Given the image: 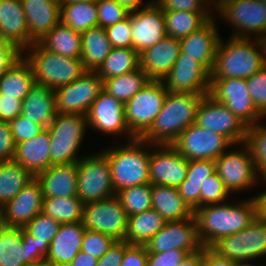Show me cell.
Instances as JSON below:
<instances>
[{
	"label": "cell",
	"instance_id": "obj_1",
	"mask_svg": "<svg viewBox=\"0 0 266 266\" xmlns=\"http://www.w3.org/2000/svg\"><path fill=\"white\" fill-rule=\"evenodd\" d=\"M237 204H209L194 210L198 236L204 247L249 226L260 214L258 197Z\"/></svg>",
	"mask_w": 266,
	"mask_h": 266
},
{
	"label": "cell",
	"instance_id": "obj_2",
	"mask_svg": "<svg viewBox=\"0 0 266 266\" xmlns=\"http://www.w3.org/2000/svg\"><path fill=\"white\" fill-rule=\"evenodd\" d=\"M253 41L231 36L225 44L220 38L211 79H247L260 71L266 65V41Z\"/></svg>",
	"mask_w": 266,
	"mask_h": 266
},
{
	"label": "cell",
	"instance_id": "obj_3",
	"mask_svg": "<svg viewBox=\"0 0 266 266\" xmlns=\"http://www.w3.org/2000/svg\"><path fill=\"white\" fill-rule=\"evenodd\" d=\"M205 95L168 91L161 111L141 139L154 145H171L196 122L197 109Z\"/></svg>",
	"mask_w": 266,
	"mask_h": 266
},
{
	"label": "cell",
	"instance_id": "obj_4",
	"mask_svg": "<svg viewBox=\"0 0 266 266\" xmlns=\"http://www.w3.org/2000/svg\"><path fill=\"white\" fill-rule=\"evenodd\" d=\"M150 147L153 148L155 145L135 138L125 146L102 150L110 165L115 194L127 187L150 183Z\"/></svg>",
	"mask_w": 266,
	"mask_h": 266
},
{
	"label": "cell",
	"instance_id": "obj_5",
	"mask_svg": "<svg viewBox=\"0 0 266 266\" xmlns=\"http://www.w3.org/2000/svg\"><path fill=\"white\" fill-rule=\"evenodd\" d=\"M24 58L32 67L36 84L57 89L78 79L86 69L81 58H67L45 49L34 42L24 51Z\"/></svg>",
	"mask_w": 266,
	"mask_h": 266
},
{
	"label": "cell",
	"instance_id": "obj_6",
	"mask_svg": "<svg viewBox=\"0 0 266 266\" xmlns=\"http://www.w3.org/2000/svg\"><path fill=\"white\" fill-rule=\"evenodd\" d=\"M87 117L80 114H59L47 127L50 135V164L78 162L79 147L87 130ZM77 154V155H76Z\"/></svg>",
	"mask_w": 266,
	"mask_h": 266
},
{
	"label": "cell",
	"instance_id": "obj_7",
	"mask_svg": "<svg viewBox=\"0 0 266 266\" xmlns=\"http://www.w3.org/2000/svg\"><path fill=\"white\" fill-rule=\"evenodd\" d=\"M210 248L219 256L234 262L254 261L266 255V218L259 214L249 226L220 238Z\"/></svg>",
	"mask_w": 266,
	"mask_h": 266
},
{
	"label": "cell",
	"instance_id": "obj_8",
	"mask_svg": "<svg viewBox=\"0 0 266 266\" xmlns=\"http://www.w3.org/2000/svg\"><path fill=\"white\" fill-rule=\"evenodd\" d=\"M77 163V197L84 205L116 195L110 165L103 152L80 158Z\"/></svg>",
	"mask_w": 266,
	"mask_h": 266
},
{
	"label": "cell",
	"instance_id": "obj_9",
	"mask_svg": "<svg viewBox=\"0 0 266 266\" xmlns=\"http://www.w3.org/2000/svg\"><path fill=\"white\" fill-rule=\"evenodd\" d=\"M167 92L162 81L150 80L125 103V120L136 138H141L150 129L162 109Z\"/></svg>",
	"mask_w": 266,
	"mask_h": 266
},
{
	"label": "cell",
	"instance_id": "obj_10",
	"mask_svg": "<svg viewBox=\"0 0 266 266\" xmlns=\"http://www.w3.org/2000/svg\"><path fill=\"white\" fill-rule=\"evenodd\" d=\"M49 246L36 241L24 228L6 227L0 231V266H27L45 261Z\"/></svg>",
	"mask_w": 266,
	"mask_h": 266
},
{
	"label": "cell",
	"instance_id": "obj_11",
	"mask_svg": "<svg viewBox=\"0 0 266 266\" xmlns=\"http://www.w3.org/2000/svg\"><path fill=\"white\" fill-rule=\"evenodd\" d=\"M217 11L223 20L235 28L232 37L250 38L254 34L256 39L266 41V4L263 1L232 0Z\"/></svg>",
	"mask_w": 266,
	"mask_h": 266
},
{
	"label": "cell",
	"instance_id": "obj_12",
	"mask_svg": "<svg viewBox=\"0 0 266 266\" xmlns=\"http://www.w3.org/2000/svg\"><path fill=\"white\" fill-rule=\"evenodd\" d=\"M241 146L224 152L215 160L216 173L230 194L255 187L262 177L254 166L249 147L245 143Z\"/></svg>",
	"mask_w": 266,
	"mask_h": 266
},
{
	"label": "cell",
	"instance_id": "obj_13",
	"mask_svg": "<svg viewBox=\"0 0 266 266\" xmlns=\"http://www.w3.org/2000/svg\"><path fill=\"white\" fill-rule=\"evenodd\" d=\"M208 95L216 102L224 104L247 126L264 118L251 99L244 78L211 79Z\"/></svg>",
	"mask_w": 266,
	"mask_h": 266
},
{
	"label": "cell",
	"instance_id": "obj_14",
	"mask_svg": "<svg viewBox=\"0 0 266 266\" xmlns=\"http://www.w3.org/2000/svg\"><path fill=\"white\" fill-rule=\"evenodd\" d=\"M103 90V80L95 71H86L70 84L54 90L59 114L87 115L92 103Z\"/></svg>",
	"mask_w": 266,
	"mask_h": 266
},
{
	"label": "cell",
	"instance_id": "obj_15",
	"mask_svg": "<svg viewBox=\"0 0 266 266\" xmlns=\"http://www.w3.org/2000/svg\"><path fill=\"white\" fill-rule=\"evenodd\" d=\"M82 223L86 230L97 231L124 240L128 215L116 195L87 203L83 207Z\"/></svg>",
	"mask_w": 266,
	"mask_h": 266
},
{
	"label": "cell",
	"instance_id": "obj_16",
	"mask_svg": "<svg viewBox=\"0 0 266 266\" xmlns=\"http://www.w3.org/2000/svg\"><path fill=\"white\" fill-rule=\"evenodd\" d=\"M188 160H216L233 144L215 131L196 123L190 125L171 144Z\"/></svg>",
	"mask_w": 266,
	"mask_h": 266
},
{
	"label": "cell",
	"instance_id": "obj_17",
	"mask_svg": "<svg viewBox=\"0 0 266 266\" xmlns=\"http://www.w3.org/2000/svg\"><path fill=\"white\" fill-rule=\"evenodd\" d=\"M195 123L226 137L233 145L245 143L248 126L208 94L198 106Z\"/></svg>",
	"mask_w": 266,
	"mask_h": 266
},
{
	"label": "cell",
	"instance_id": "obj_18",
	"mask_svg": "<svg viewBox=\"0 0 266 266\" xmlns=\"http://www.w3.org/2000/svg\"><path fill=\"white\" fill-rule=\"evenodd\" d=\"M145 247L148 253L177 249L192 254L202 250L204 246L199 239L197 223L193 215L181 221L166 222Z\"/></svg>",
	"mask_w": 266,
	"mask_h": 266
},
{
	"label": "cell",
	"instance_id": "obj_19",
	"mask_svg": "<svg viewBox=\"0 0 266 266\" xmlns=\"http://www.w3.org/2000/svg\"><path fill=\"white\" fill-rule=\"evenodd\" d=\"M210 80L211 73L201 63L181 51L162 82L169 92L208 94Z\"/></svg>",
	"mask_w": 266,
	"mask_h": 266
},
{
	"label": "cell",
	"instance_id": "obj_20",
	"mask_svg": "<svg viewBox=\"0 0 266 266\" xmlns=\"http://www.w3.org/2000/svg\"><path fill=\"white\" fill-rule=\"evenodd\" d=\"M86 117L88 128L91 127L102 134L116 136L126 134L129 141L136 138L130 132L125 120V104L104 90L92 103Z\"/></svg>",
	"mask_w": 266,
	"mask_h": 266
},
{
	"label": "cell",
	"instance_id": "obj_21",
	"mask_svg": "<svg viewBox=\"0 0 266 266\" xmlns=\"http://www.w3.org/2000/svg\"><path fill=\"white\" fill-rule=\"evenodd\" d=\"M154 148L156 150L150 153V184L177 188L187 177L189 160L172 145H155Z\"/></svg>",
	"mask_w": 266,
	"mask_h": 266
},
{
	"label": "cell",
	"instance_id": "obj_22",
	"mask_svg": "<svg viewBox=\"0 0 266 266\" xmlns=\"http://www.w3.org/2000/svg\"><path fill=\"white\" fill-rule=\"evenodd\" d=\"M132 48L141 54L164 39V11L153 1L149 6L130 12Z\"/></svg>",
	"mask_w": 266,
	"mask_h": 266
},
{
	"label": "cell",
	"instance_id": "obj_23",
	"mask_svg": "<svg viewBox=\"0 0 266 266\" xmlns=\"http://www.w3.org/2000/svg\"><path fill=\"white\" fill-rule=\"evenodd\" d=\"M43 194L34 177L13 199L4 205L7 227L23 228L42 212Z\"/></svg>",
	"mask_w": 266,
	"mask_h": 266
},
{
	"label": "cell",
	"instance_id": "obj_24",
	"mask_svg": "<svg viewBox=\"0 0 266 266\" xmlns=\"http://www.w3.org/2000/svg\"><path fill=\"white\" fill-rule=\"evenodd\" d=\"M213 17L199 30L180 39L181 51L201 63L210 73L215 64L216 50L220 41L218 27Z\"/></svg>",
	"mask_w": 266,
	"mask_h": 266
},
{
	"label": "cell",
	"instance_id": "obj_25",
	"mask_svg": "<svg viewBox=\"0 0 266 266\" xmlns=\"http://www.w3.org/2000/svg\"><path fill=\"white\" fill-rule=\"evenodd\" d=\"M181 52L180 39L166 36L140 54V68L150 80L162 81Z\"/></svg>",
	"mask_w": 266,
	"mask_h": 266
},
{
	"label": "cell",
	"instance_id": "obj_26",
	"mask_svg": "<svg viewBox=\"0 0 266 266\" xmlns=\"http://www.w3.org/2000/svg\"><path fill=\"white\" fill-rule=\"evenodd\" d=\"M0 40L13 42L23 53L35 42L29 36L21 0H0Z\"/></svg>",
	"mask_w": 266,
	"mask_h": 266
},
{
	"label": "cell",
	"instance_id": "obj_27",
	"mask_svg": "<svg viewBox=\"0 0 266 266\" xmlns=\"http://www.w3.org/2000/svg\"><path fill=\"white\" fill-rule=\"evenodd\" d=\"M78 163L51 165L35 176L43 198L77 197Z\"/></svg>",
	"mask_w": 266,
	"mask_h": 266
},
{
	"label": "cell",
	"instance_id": "obj_28",
	"mask_svg": "<svg viewBox=\"0 0 266 266\" xmlns=\"http://www.w3.org/2000/svg\"><path fill=\"white\" fill-rule=\"evenodd\" d=\"M29 36L38 42L60 22L59 0H21Z\"/></svg>",
	"mask_w": 266,
	"mask_h": 266
},
{
	"label": "cell",
	"instance_id": "obj_29",
	"mask_svg": "<svg viewBox=\"0 0 266 266\" xmlns=\"http://www.w3.org/2000/svg\"><path fill=\"white\" fill-rule=\"evenodd\" d=\"M85 230L82 221L61 224L49 246L45 260L52 266H67L81 251Z\"/></svg>",
	"mask_w": 266,
	"mask_h": 266
},
{
	"label": "cell",
	"instance_id": "obj_30",
	"mask_svg": "<svg viewBox=\"0 0 266 266\" xmlns=\"http://www.w3.org/2000/svg\"><path fill=\"white\" fill-rule=\"evenodd\" d=\"M50 147V135L45 128L34 138L16 144L13 161L21 164L35 177L51 166Z\"/></svg>",
	"mask_w": 266,
	"mask_h": 266
},
{
	"label": "cell",
	"instance_id": "obj_31",
	"mask_svg": "<svg viewBox=\"0 0 266 266\" xmlns=\"http://www.w3.org/2000/svg\"><path fill=\"white\" fill-rule=\"evenodd\" d=\"M21 115L32 123L49 127L57 115L54 90L35 83L22 101Z\"/></svg>",
	"mask_w": 266,
	"mask_h": 266
},
{
	"label": "cell",
	"instance_id": "obj_32",
	"mask_svg": "<svg viewBox=\"0 0 266 266\" xmlns=\"http://www.w3.org/2000/svg\"><path fill=\"white\" fill-rule=\"evenodd\" d=\"M152 209L166 222L181 221L193 216L194 211L186 204L175 187L152 184Z\"/></svg>",
	"mask_w": 266,
	"mask_h": 266
},
{
	"label": "cell",
	"instance_id": "obj_33",
	"mask_svg": "<svg viewBox=\"0 0 266 266\" xmlns=\"http://www.w3.org/2000/svg\"><path fill=\"white\" fill-rule=\"evenodd\" d=\"M35 83L32 67L23 55L0 79V94L23 101Z\"/></svg>",
	"mask_w": 266,
	"mask_h": 266
},
{
	"label": "cell",
	"instance_id": "obj_34",
	"mask_svg": "<svg viewBox=\"0 0 266 266\" xmlns=\"http://www.w3.org/2000/svg\"><path fill=\"white\" fill-rule=\"evenodd\" d=\"M45 49L67 58H81V33L61 21L38 41Z\"/></svg>",
	"mask_w": 266,
	"mask_h": 266
},
{
	"label": "cell",
	"instance_id": "obj_35",
	"mask_svg": "<svg viewBox=\"0 0 266 266\" xmlns=\"http://www.w3.org/2000/svg\"><path fill=\"white\" fill-rule=\"evenodd\" d=\"M81 60L86 71H96L109 55L112 45L102 27L89 28L81 34Z\"/></svg>",
	"mask_w": 266,
	"mask_h": 266
},
{
	"label": "cell",
	"instance_id": "obj_36",
	"mask_svg": "<svg viewBox=\"0 0 266 266\" xmlns=\"http://www.w3.org/2000/svg\"><path fill=\"white\" fill-rule=\"evenodd\" d=\"M165 224L154 209L129 216L124 240L130 245H146Z\"/></svg>",
	"mask_w": 266,
	"mask_h": 266
},
{
	"label": "cell",
	"instance_id": "obj_37",
	"mask_svg": "<svg viewBox=\"0 0 266 266\" xmlns=\"http://www.w3.org/2000/svg\"><path fill=\"white\" fill-rule=\"evenodd\" d=\"M165 31L167 36L176 39L187 37L199 30L212 17L209 12L164 11Z\"/></svg>",
	"mask_w": 266,
	"mask_h": 266
},
{
	"label": "cell",
	"instance_id": "obj_38",
	"mask_svg": "<svg viewBox=\"0 0 266 266\" xmlns=\"http://www.w3.org/2000/svg\"><path fill=\"white\" fill-rule=\"evenodd\" d=\"M140 67V54L133 48L112 47L109 55L95 71L104 81L132 72Z\"/></svg>",
	"mask_w": 266,
	"mask_h": 266
},
{
	"label": "cell",
	"instance_id": "obj_39",
	"mask_svg": "<svg viewBox=\"0 0 266 266\" xmlns=\"http://www.w3.org/2000/svg\"><path fill=\"white\" fill-rule=\"evenodd\" d=\"M60 21L79 33L98 26L96 1L61 3Z\"/></svg>",
	"mask_w": 266,
	"mask_h": 266
},
{
	"label": "cell",
	"instance_id": "obj_40",
	"mask_svg": "<svg viewBox=\"0 0 266 266\" xmlns=\"http://www.w3.org/2000/svg\"><path fill=\"white\" fill-rule=\"evenodd\" d=\"M150 79L139 67L138 69L103 81V90L124 104L144 88Z\"/></svg>",
	"mask_w": 266,
	"mask_h": 266
},
{
	"label": "cell",
	"instance_id": "obj_41",
	"mask_svg": "<svg viewBox=\"0 0 266 266\" xmlns=\"http://www.w3.org/2000/svg\"><path fill=\"white\" fill-rule=\"evenodd\" d=\"M33 178L21 164L0 162V203L13 199Z\"/></svg>",
	"mask_w": 266,
	"mask_h": 266
},
{
	"label": "cell",
	"instance_id": "obj_42",
	"mask_svg": "<svg viewBox=\"0 0 266 266\" xmlns=\"http://www.w3.org/2000/svg\"><path fill=\"white\" fill-rule=\"evenodd\" d=\"M84 204L78 197L43 198L42 213L60 224L82 221Z\"/></svg>",
	"mask_w": 266,
	"mask_h": 266
},
{
	"label": "cell",
	"instance_id": "obj_43",
	"mask_svg": "<svg viewBox=\"0 0 266 266\" xmlns=\"http://www.w3.org/2000/svg\"><path fill=\"white\" fill-rule=\"evenodd\" d=\"M152 184L124 188L116 193L128 217L152 209Z\"/></svg>",
	"mask_w": 266,
	"mask_h": 266
},
{
	"label": "cell",
	"instance_id": "obj_44",
	"mask_svg": "<svg viewBox=\"0 0 266 266\" xmlns=\"http://www.w3.org/2000/svg\"><path fill=\"white\" fill-rule=\"evenodd\" d=\"M245 144L249 147L254 166L261 176L266 175V124L248 126Z\"/></svg>",
	"mask_w": 266,
	"mask_h": 266
},
{
	"label": "cell",
	"instance_id": "obj_45",
	"mask_svg": "<svg viewBox=\"0 0 266 266\" xmlns=\"http://www.w3.org/2000/svg\"><path fill=\"white\" fill-rule=\"evenodd\" d=\"M60 225L61 224L58 221L41 212L30 220L23 228L31 236L36 238V241L39 243L51 244Z\"/></svg>",
	"mask_w": 266,
	"mask_h": 266
},
{
	"label": "cell",
	"instance_id": "obj_46",
	"mask_svg": "<svg viewBox=\"0 0 266 266\" xmlns=\"http://www.w3.org/2000/svg\"><path fill=\"white\" fill-rule=\"evenodd\" d=\"M230 193L225 188L223 181L215 172L201 184L200 207L209 204L225 203Z\"/></svg>",
	"mask_w": 266,
	"mask_h": 266
},
{
	"label": "cell",
	"instance_id": "obj_47",
	"mask_svg": "<svg viewBox=\"0 0 266 266\" xmlns=\"http://www.w3.org/2000/svg\"><path fill=\"white\" fill-rule=\"evenodd\" d=\"M98 26L106 29L127 19L130 12L115 0H97Z\"/></svg>",
	"mask_w": 266,
	"mask_h": 266
},
{
	"label": "cell",
	"instance_id": "obj_48",
	"mask_svg": "<svg viewBox=\"0 0 266 266\" xmlns=\"http://www.w3.org/2000/svg\"><path fill=\"white\" fill-rule=\"evenodd\" d=\"M116 240L107 234L97 231L85 230L81 251L100 259L114 244Z\"/></svg>",
	"mask_w": 266,
	"mask_h": 266
},
{
	"label": "cell",
	"instance_id": "obj_49",
	"mask_svg": "<svg viewBox=\"0 0 266 266\" xmlns=\"http://www.w3.org/2000/svg\"><path fill=\"white\" fill-rule=\"evenodd\" d=\"M248 91L257 110L266 118V65L246 79Z\"/></svg>",
	"mask_w": 266,
	"mask_h": 266
},
{
	"label": "cell",
	"instance_id": "obj_50",
	"mask_svg": "<svg viewBox=\"0 0 266 266\" xmlns=\"http://www.w3.org/2000/svg\"><path fill=\"white\" fill-rule=\"evenodd\" d=\"M8 123L16 144L34 138L45 129L42 125L32 123L21 114Z\"/></svg>",
	"mask_w": 266,
	"mask_h": 266
},
{
	"label": "cell",
	"instance_id": "obj_51",
	"mask_svg": "<svg viewBox=\"0 0 266 266\" xmlns=\"http://www.w3.org/2000/svg\"><path fill=\"white\" fill-rule=\"evenodd\" d=\"M130 15L127 19L107 27V37L112 47L132 48V32H131Z\"/></svg>",
	"mask_w": 266,
	"mask_h": 266
},
{
	"label": "cell",
	"instance_id": "obj_52",
	"mask_svg": "<svg viewBox=\"0 0 266 266\" xmlns=\"http://www.w3.org/2000/svg\"><path fill=\"white\" fill-rule=\"evenodd\" d=\"M215 170L214 160H189L187 177L182 183L202 184L213 175Z\"/></svg>",
	"mask_w": 266,
	"mask_h": 266
},
{
	"label": "cell",
	"instance_id": "obj_53",
	"mask_svg": "<svg viewBox=\"0 0 266 266\" xmlns=\"http://www.w3.org/2000/svg\"><path fill=\"white\" fill-rule=\"evenodd\" d=\"M163 11L212 12L208 10L209 0H155ZM208 6V8H207Z\"/></svg>",
	"mask_w": 266,
	"mask_h": 266
},
{
	"label": "cell",
	"instance_id": "obj_54",
	"mask_svg": "<svg viewBox=\"0 0 266 266\" xmlns=\"http://www.w3.org/2000/svg\"><path fill=\"white\" fill-rule=\"evenodd\" d=\"M23 56V51L13 42L0 40V79Z\"/></svg>",
	"mask_w": 266,
	"mask_h": 266
},
{
	"label": "cell",
	"instance_id": "obj_55",
	"mask_svg": "<svg viewBox=\"0 0 266 266\" xmlns=\"http://www.w3.org/2000/svg\"><path fill=\"white\" fill-rule=\"evenodd\" d=\"M187 255L186 251L177 249L148 253L146 266H177Z\"/></svg>",
	"mask_w": 266,
	"mask_h": 266
},
{
	"label": "cell",
	"instance_id": "obj_56",
	"mask_svg": "<svg viewBox=\"0 0 266 266\" xmlns=\"http://www.w3.org/2000/svg\"><path fill=\"white\" fill-rule=\"evenodd\" d=\"M16 143L12 136L9 123L0 120V162L13 161Z\"/></svg>",
	"mask_w": 266,
	"mask_h": 266
},
{
	"label": "cell",
	"instance_id": "obj_57",
	"mask_svg": "<svg viewBox=\"0 0 266 266\" xmlns=\"http://www.w3.org/2000/svg\"><path fill=\"white\" fill-rule=\"evenodd\" d=\"M129 245L125 240H116L109 250L98 259L96 266H120L125 249Z\"/></svg>",
	"mask_w": 266,
	"mask_h": 266
},
{
	"label": "cell",
	"instance_id": "obj_58",
	"mask_svg": "<svg viewBox=\"0 0 266 266\" xmlns=\"http://www.w3.org/2000/svg\"><path fill=\"white\" fill-rule=\"evenodd\" d=\"M148 252L145 245H129L120 266H146Z\"/></svg>",
	"mask_w": 266,
	"mask_h": 266
},
{
	"label": "cell",
	"instance_id": "obj_59",
	"mask_svg": "<svg viewBox=\"0 0 266 266\" xmlns=\"http://www.w3.org/2000/svg\"><path fill=\"white\" fill-rule=\"evenodd\" d=\"M22 101L15 97H2L0 94V120L9 122L21 114Z\"/></svg>",
	"mask_w": 266,
	"mask_h": 266
},
{
	"label": "cell",
	"instance_id": "obj_60",
	"mask_svg": "<svg viewBox=\"0 0 266 266\" xmlns=\"http://www.w3.org/2000/svg\"><path fill=\"white\" fill-rule=\"evenodd\" d=\"M177 189L182 199L193 211L200 207V184L181 183Z\"/></svg>",
	"mask_w": 266,
	"mask_h": 266
},
{
	"label": "cell",
	"instance_id": "obj_61",
	"mask_svg": "<svg viewBox=\"0 0 266 266\" xmlns=\"http://www.w3.org/2000/svg\"><path fill=\"white\" fill-rule=\"evenodd\" d=\"M234 261L219 256L210 247H203L202 266H234Z\"/></svg>",
	"mask_w": 266,
	"mask_h": 266
},
{
	"label": "cell",
	"instance_id": "obj_62",
	"mask_svg": "<svg viewBox=\"0 0 266 266\" xmlns=\"http://www.w3.org/2000/svg\"><path fill=\"white\" fill-rule=\"evenodd\" d=\"M98 258L92 255L79 251L73 260L67 266H96Z\"/></svg>",
	"mask_w": 266,
	"mask_h": 266
},
{
	"label": "cell",
	"instance_id": "obj_63",
	"mask_svg": "<svg viewBox=\"0 0 266 266\" xmlns=\"http://www.w3.org/2000/svg\"><path fill=\"white\" fill-rule=\"evenodd\" d=\"M203 249L188 254L177 266H202Z\"/></svg>",
	"mask_w": 266,
	"mask_h": 266
},
{
	"label": "cell",
	"instance_id": "obj_64",
	"mask_svg": "<svg viewBox=\"0 0 266 266\" xmlns=\"http://www.w3.org/2000/svg\"><path fill=\"white\" fill-rule=\"evenodd\" d=\"M119 5L126 8L129 12L136 11L141 7L149 6L154 0L148 1L145 5L142 6L143 0H115Z\"/></svg>",
	"mask_w": 266,
	"mask_h": 266
},
{
	"label": "cell",
	"instance_id": "obj_65",
	"mask_svg": "<svg viewBox=\"0 0 266 266\" xmlns=\"http://www.w3.org/2000/svg\"><path fill=\"white\" fill-rule=\"evenodd\" d=\"M262 181L266 182V175L261 177ZM259 200L260 215L266 218V191L257 194Z\"/></svg>",
	"mask_w": 266,
	"mask_h": 266
},
{
	"label": "cell",
	"instance_id": "obj_66",
	"mask_svg": "<svg viewBox=\"0 0 266 266\" xmlns=\"http://www.w3.org/2000/svg\"><path fill=\"white\" fill-rule=\"evenodd\" d=\"M6 227L4 205L0 203V231Z\"/></svg>",
	"mask_w": 266,
	"mask_h": 266
},
{
	"label": "cell",
	"instance_id": "obj_67",
	"mask_svg": "<svg viewBox=\"0 0 266 266\" xmlns=\"http://www.w3.org/2000/svg\"><path fill=\"white\" fill-rule=\"evenodd\" d=\"M210 2L209 3H211V4H213V8H215V10H216V12H217V10L222 6V5H224L225 3H227V2H229V1H232V0H213V2H212V0H209Z\"/></svg>",
	"mask_w": 266,
	"mask_h": 266
},
{
	"label": "cell",
	"instance_id": "obj_68",
	"mask_svg": "<svg viewBox=\"0 0 266 266\" xmlns=\"http://www.w3.org/2000/svg\"><path fill=\"white\" fill-rule=\"evenodd\" d=\"M97 0H59L60 3H75V2H92Z\"/></svg>",
	"mask_w": 266,
	"mask_h": 266
},
{
	"label": "cell",
	"instance_id": "obj_69",
	"mask_svg": "<svg viewBox=\"0 0 266 266\" xmlns=\"http://www.w3.org/2000/svg\"><path fill=\"white\" fill-rule=\"evenodd\" d=\"M248 262H250V260L237 261L234 263V266H254Z\"/></svg>",
	"mask_w": 266,
	"mask_h": 266
},
{
	"label": "cell",
	"instance_id": "obj_70",
	"mask_svg": "<svg viewBox=\"0 0 266 266\" xmlns=\"http://www.w3.org/2000/svg\"><path fill=\"white\" fill-rule=\"evenodd\" d=\"M27 266H52V265L45 260V261H41L35 264H30Z\"/></svg>",
	"mask_w": 266,
	"mask_h": 266
}]
</instances>
